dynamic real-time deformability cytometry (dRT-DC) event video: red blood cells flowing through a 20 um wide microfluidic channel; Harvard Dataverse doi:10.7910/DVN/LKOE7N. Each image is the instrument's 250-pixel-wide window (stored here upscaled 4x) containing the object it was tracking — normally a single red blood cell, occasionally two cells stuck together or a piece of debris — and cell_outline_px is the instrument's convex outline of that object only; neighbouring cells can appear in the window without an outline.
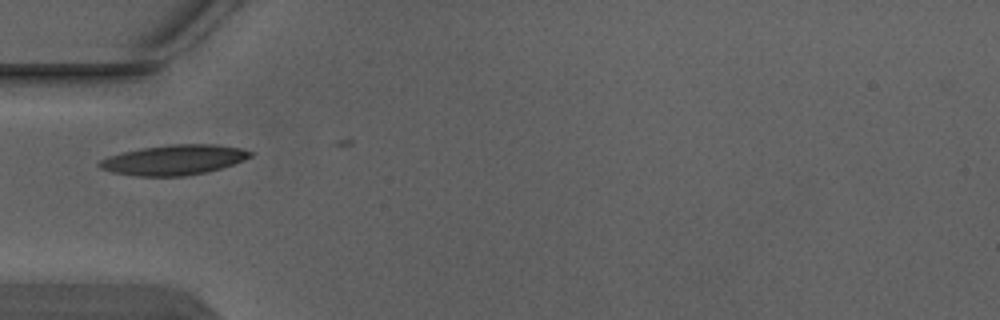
{"species": "Egyptian fruit bat (a non-hibernating species)", "species_latin": "Rousettus aegyptiacus", "temperature_condition": "warm", "stored_images_in_passage": 2, "camera_frame_rate_fps": 3000, "um_per_image_px": 0.085, "animal": {"sex": "male"}, "frame": {"image": 1, "passage_image": 1, "time_ms": 0.0, "image_size_px": [1000, 320], "cell_outline_px": [[256, 152], [252, 156], [244, 160], [220, 168], [204, 172], [184, 176], [136, 176], [112, 172], [100, 168], [96, 164], [100, 160], [108, 156], [124, 152], [144, 148], [172, 144], [216, 144], [240, 148]], "centroid_in_image_um": [14.79, 13.59], "position_along_channel_um": 70.2, "area_um2": 26.3}}